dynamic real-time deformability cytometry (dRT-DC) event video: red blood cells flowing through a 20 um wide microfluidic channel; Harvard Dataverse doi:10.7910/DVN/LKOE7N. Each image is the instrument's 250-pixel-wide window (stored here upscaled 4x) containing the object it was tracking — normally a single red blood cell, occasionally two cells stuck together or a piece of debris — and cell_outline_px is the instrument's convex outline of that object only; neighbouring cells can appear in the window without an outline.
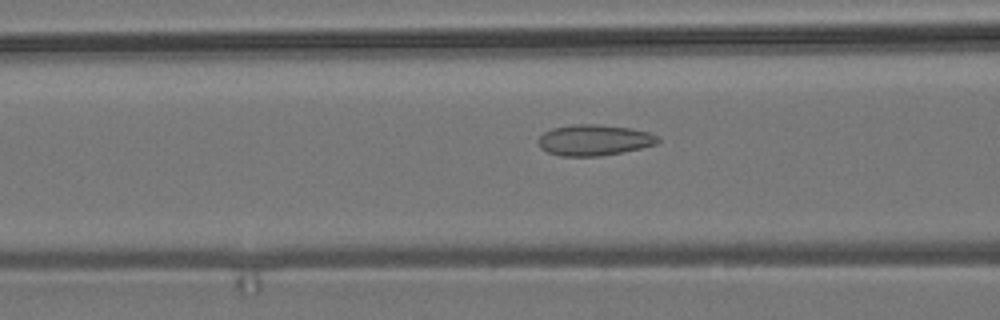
{"species": "common noctule bat (a hibernating species)", "species_latin": "Nyctalus noctula", "temperature_condition": "room temperature", "stored_images_in_passage": 54, "camera_frame_rate_fps": 3000, "um_per_image_px": 0.085, "animal": {"sex": "male", "body_mass_g": 19.2, "forearm_length_mm": 51.8}, "frame": {"image": 1, "passage_image": 21, "time_ms": 6.667, "image_size_px": [1000, 320], "cell_outline_px": [[660, 140], [656, 144], [640, 148], [600, 156], [560, 156], [548, 152], [540, 148], [536, 140], [544, 132], [552, 128], [576, 124], [596, 124], [632, 128], [648, 132], [656, 136]], "centroid_in_image_um": [50.46, 11.9], "position_along_channel_um": 116.1, "area_um2": 21.5}}
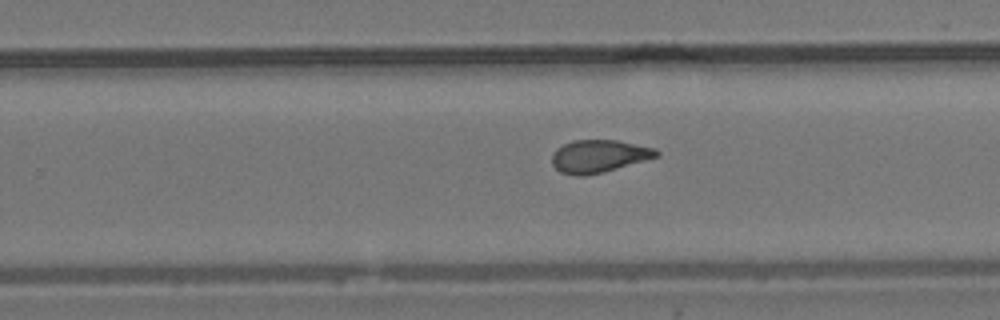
{"frame": {"image": 2, "passage_image": 34, "time_ms": 11.0, "image_size_px": [1000, 320], "cell_outline_px": [[660, 156], [604, 172], [584, 176], [580, 176], [560, 172], [552, 164], [552, 152], [556, 148], [572, 140], [616, 140], [656, 148], [660, 152]], "centroid_in_image_um": [50.91, 13.27], "position_along_channel_um": 278.9, "area_um2": 20.0}}
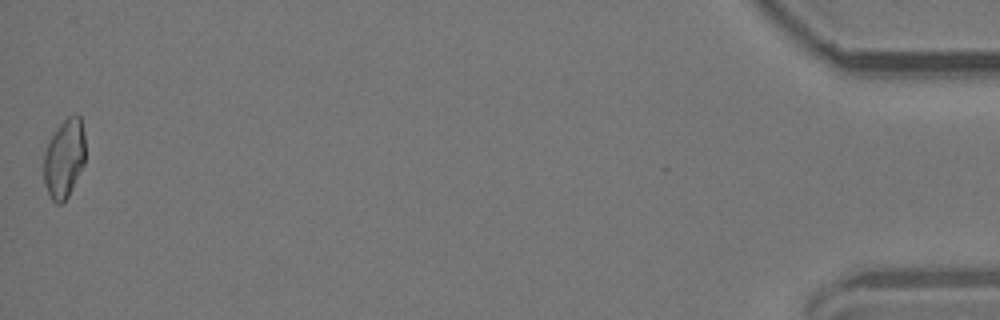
{"frame": {"image": 3, "passage_image": 54, "time_ms": 17.667, "image_size_px": [1000, 320], "cell_outline_px": [[84, 164], [68, 196], [60, 204], [56, 204], [52, 200], [44, 184], [44, 156], [48, 140], [56, 128], [68, 116], [76, 112], [80, 116], [84, 132]], "centroid_in_image_um": [5.45, 13.43], "position_along_channel_um": 429.7, "area_um2": 19.13}, "authors_computed_cell_mechanics": {"area_um2": 20.1722, "velocity_mm_per_s": 3.7629, "shape_relaxation_time_tau1_ms": null, "shape_relaxation_time_tau2_ms": 1.3196, "deformation_change_tau1": null, "deformation_change_tau2": 0.0659}}